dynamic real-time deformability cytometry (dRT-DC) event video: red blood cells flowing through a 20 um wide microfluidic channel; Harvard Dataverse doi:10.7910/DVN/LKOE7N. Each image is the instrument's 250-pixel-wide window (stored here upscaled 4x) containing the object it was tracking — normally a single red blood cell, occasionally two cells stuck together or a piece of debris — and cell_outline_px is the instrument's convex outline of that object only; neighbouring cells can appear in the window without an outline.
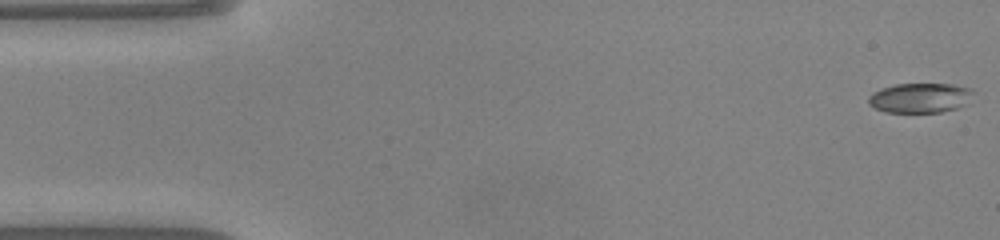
{"species": "common noctule bat (a hibernating species)", "species_latin": "Nyctalus noctula", "temperature_condition": "warm", "stored_images_in_passage": 49, "camera_frame_rate_fps": 3000, "um_per_image_px": 0.085, "animal": {"sex": "male", "body_mass_g": 20.0, "forearm_length_mm": 53.3}, "frame": {"image": 1, "passage_image": 1, "time_ms": 0.0, "image_size_px": [1000, 240], "cell_outline_px": [[976, 92], [956, 108], [940, 112], [884, 112], [868, 104], [868, 96], [884, 88], [896, 84], [952, 84], [972, 88]], "centroid_in_image_um": [78.2, 8.31], "position_along_channel_um": 6.8, "area_um2": 17.86}}
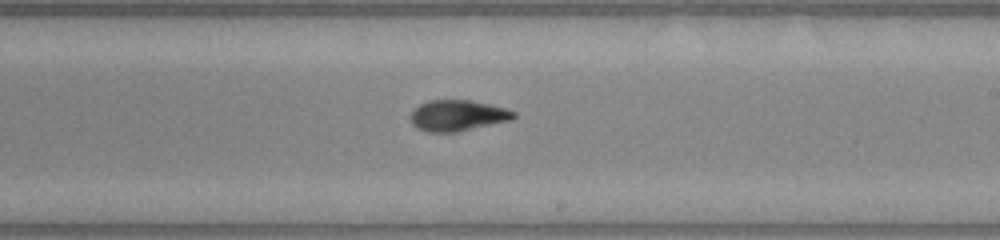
{"frame": {"image": 2, "passage_image": 28, "time_ms": 9.0, "image_size_px": [1000, 240], "cell_outline_px": [[516, 116], [512, 120], [456, 132], [428, 132], [416, 128], [412, 124], [412, 108], [428, 100], [468, 100], [488, 104], [504, 108], [516, 112]], "centroid_in_image_um": [38.88, 9.82], "position_along_channel_um": 250.1, "area_um2": 18.55}}
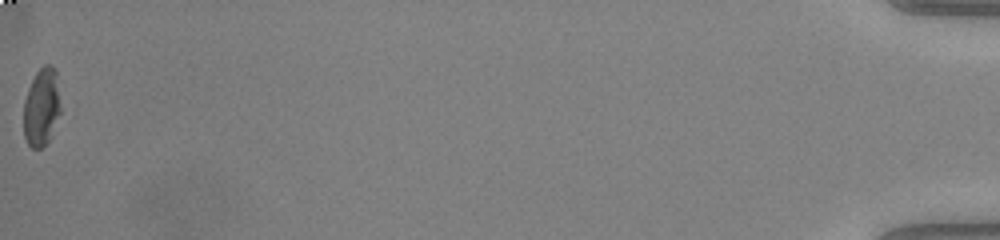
{"frame": {"image": 3, "passage_image": 49, "time_ms": 16.0, "image_size_px": [1000, 240], "cell_outline_px": [[60, 112], [52, 136], [40, 148], [32, 148], [28, 144], [24, 136], [24, 100], [28, 88], [36, 72], [44, 64], [52, 64], [56, 72], [60, 108]], "centroid_in_image_um": [3.53, 9.1], "position_along_channel_um": 431.7, "area_um2": 16.76}, "authors_computed_cell_mechanics": {"area_um2": 18.6116, "velocity_mm_per_s": 4.1268, "shape_relaxation_time_tau1_ms": 3.0546, "shape_relaxation_time_tau2_ms": 7.8585, "deformation_change_tau1": 0.139, "deformation_change_tau2": 0.163}}